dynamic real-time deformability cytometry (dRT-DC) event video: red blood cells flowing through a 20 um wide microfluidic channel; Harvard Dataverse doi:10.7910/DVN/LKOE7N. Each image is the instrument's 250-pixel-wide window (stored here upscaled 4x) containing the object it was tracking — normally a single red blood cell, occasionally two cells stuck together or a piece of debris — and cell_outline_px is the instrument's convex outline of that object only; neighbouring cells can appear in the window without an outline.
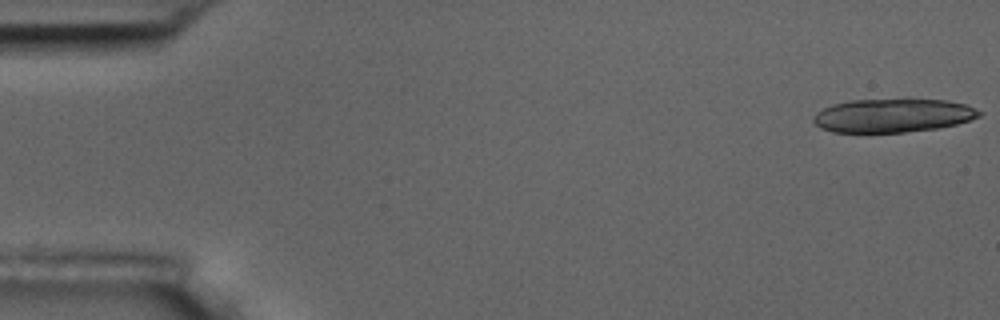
{"species": "common noctule bat (a hibernating species)", "species_latin": "Nyctalus noctula", "temperature_condition": "room temperature", "stored_images_in_passage": 5, "camera_frame_rate_fps": 3000, "um_per_image_px": 0.085, "animal": {"sex": "male", "body_mass_g": 17.5, "forearm_length_mm": 52.3}, "frame": {"image": 1, "passage_image": 1, "time_ms": 0.0, "image_size_px": [1000, 320], "cell_outline_px": [[984, 112], [980, 116], [956, 124], [940, 128], [904, 132], [832, 132], [820, 128], [812, 120], [812, 116], [816, 112], [832, 104], [848, 100], [908, 96], [948, 100], [964, 104]], "centroid_in_image_um": [75.89, 9.76], "position_along_channel_um": 9.1, "area_um2": 33.81}}